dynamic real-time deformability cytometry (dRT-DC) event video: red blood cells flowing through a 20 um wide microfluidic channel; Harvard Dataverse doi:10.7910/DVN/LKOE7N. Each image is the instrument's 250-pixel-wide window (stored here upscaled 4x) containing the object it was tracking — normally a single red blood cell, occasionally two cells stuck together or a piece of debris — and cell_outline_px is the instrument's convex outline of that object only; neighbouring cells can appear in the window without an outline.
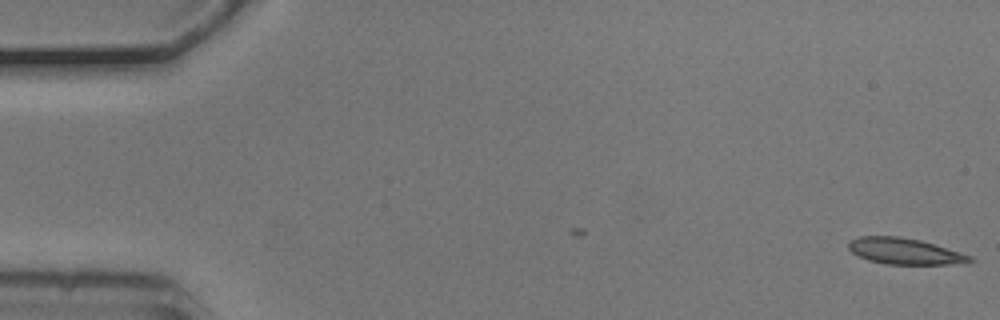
{"species": "common noctule bat (a hibernating species)", "species_latin": "Nyctalus noctula", "temperature_condition": "cold", "stored_images_in_passage": 2, "camera_frame_rate_fps": 3000, "um_per_image_px": 0.085, "animal": {"sex": "male", "body_mass_g": 20.5, "forearm_length_mm": 52.5}, "frame": {"image": 1, "passage_image": 2, "time_ms": 0.333, "image_size_px": [1000, 320], "cell_outline_px": [[976, 260], [948, 264], [888, 264], [868, 260], [852, 252], [848, 248], [848, 240], [860, 236], [900, 236], [920, 240], [972, 256]], "centroid_in_image_um": [76.84, 21.34], "position_along_channel_um": 8.2, "area_um2": 18.26}}